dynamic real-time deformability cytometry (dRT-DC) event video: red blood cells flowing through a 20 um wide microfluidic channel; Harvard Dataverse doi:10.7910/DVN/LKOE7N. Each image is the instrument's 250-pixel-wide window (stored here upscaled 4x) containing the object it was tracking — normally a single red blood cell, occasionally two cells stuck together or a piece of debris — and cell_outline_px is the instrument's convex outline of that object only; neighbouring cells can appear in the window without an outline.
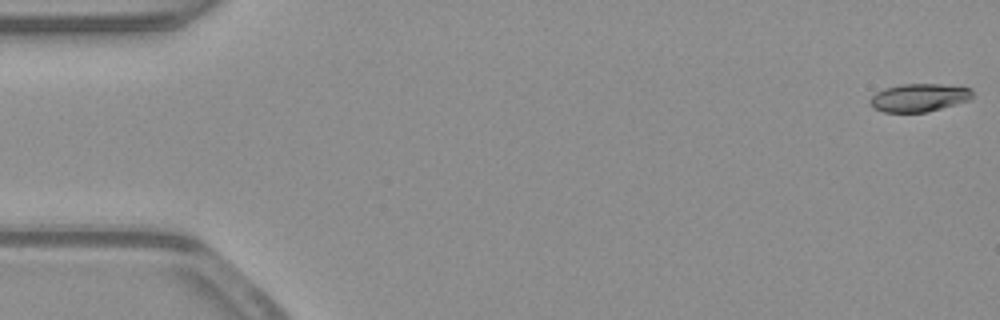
{"species": "common noctule bat (a hibernating species)", "species_latin": "Nyctalus noctula", "temperature_condition": "warm", "stored_images_in_passage": 53, "camera_frame_rate_fps": 3000, "um_per_image_px": 0.085, "animal": {"sex": "male", "body_mass_g": 23.1, "forearm_length_mm": 52.7}, "frame": {"image": 1, "passage_image": 1, "time_ms": 0.0, "image_size_px": [1000, 320], "cell_outline_px": [[972, 100], [928, 112], [884, 112], [872, 108], [868, 100], [876, 92], [884, 88], [900, 84], [940, 84], [972, 88]], "centroid_in_image_um": [78.12, 8.3], "position_along_channel_um": 6.9, "area_um2": 16.99}}
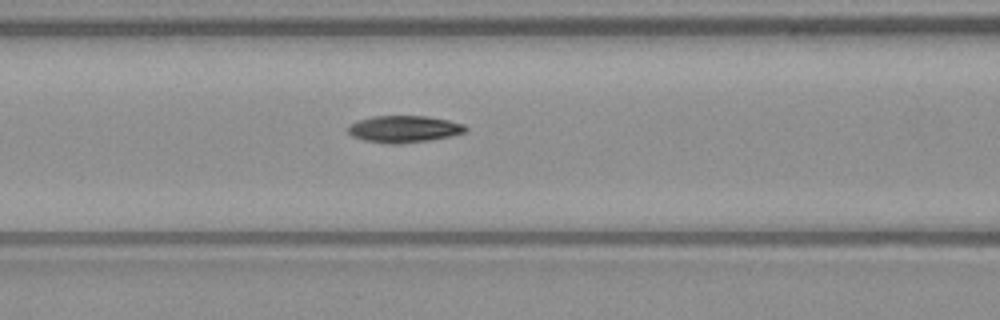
{"frame": {"image": 2, "passage_image": 22, "time_ms": 7.0, "image_size_px": [1000, 320], "cell_outline_px": [[468, 128], [464, 132], [448, 136], [428, 140], [396, 144], [392, 144], [364, 140], [352, 136], [348, 132], [348, 128], [356, 120], [372, 116], [428, 116], [448, 120], [464, 124]], "centroid_in_image_um": [34.32, 10.95], "position_along_channel_um": 132.3, "area_um2": 18.21}}
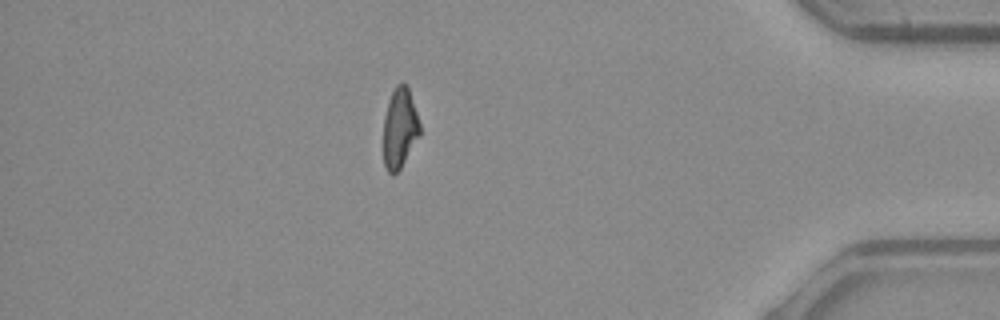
{"frame": {"image": 3, "passage_image": 46, "time_ms": 15.0, "image_size_px": [1000, 320], "cell_outline_px": [[420, 136], [400, 168], [392, 176], [388, 172], [384, 164], [384, 116], [392, 92], [396, 84], [404, 84], [408, 88], [420, 124]], "centroid_in_image_um": [33.98, 10.93], "position_along_channel_um": 401.2, "area_um2": 16.7}, "authors_computed_cell_mechanics": {"area_um2": 17.8602, "velocity_mm_per_s": 3.9257, "shape_relaxation_time_tau1_ms": 4.5913, "shape_relaxation_time_tau2_ms": 5.8, "deformation_change_tau1": 0.1657, "deformation_change_tau2": 0.1351}}